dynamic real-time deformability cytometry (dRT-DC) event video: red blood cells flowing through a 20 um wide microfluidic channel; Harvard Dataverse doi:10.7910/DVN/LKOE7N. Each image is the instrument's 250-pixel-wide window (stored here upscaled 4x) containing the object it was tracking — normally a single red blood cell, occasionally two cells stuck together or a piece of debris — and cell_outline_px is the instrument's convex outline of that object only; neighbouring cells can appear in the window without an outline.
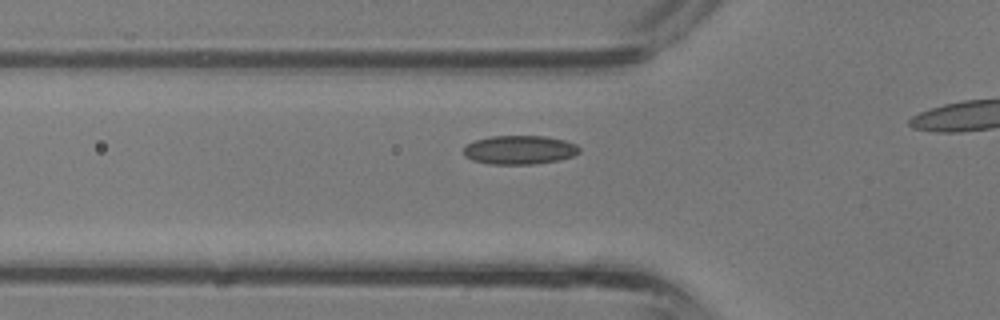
{"species": "common noctule bat (a hibernating species)", "species_latin": "Nyctalus noctula", "temperature_condition": "room temperature", "stored_images_in_passage": 10, "camera_frame_rate_fps": 3000, "um_per_image_px": 0.085, "animal": {"sex": "male", "body_mass_g": 13.3}, "frame": {"image": 1, "passage_image": 6, "time_ms": 1.667, "image_size_px": [1000, 320], "cell_outline_px": [[580, 152], [572, 156], [556, 160], [536, 164], [488, 164], [472, 160], [464, 156], [464, 144], [476, 140], [492, 136], [544, 136], [564, 140], [576, 144], [580, 148]], "centroid_in_image_um": [44.13, 12.74], "position_along_channel_um": 81.7, "area_um2": 19.48}}
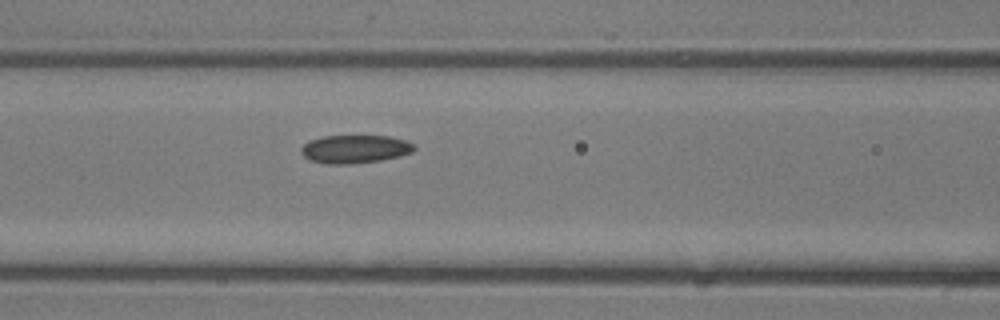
{"frame": {"image": 2, "passage_image": 9, "time_ms": 2.667, "image_size_px": [1000, 320], "cell_outline_px": [[416, 148], [412, 152], [400, 156], [380, 160], [348, 164], [328, 164], [308, 160], [300, 152], [300, 148], [308, 140], [324, 136], [388, 136], [404, 140], [412, 144]], "centroid_in_image_um": [30.12, 12.67], "position_along_channel_um": 136.5, "area_um2": 18.55}}